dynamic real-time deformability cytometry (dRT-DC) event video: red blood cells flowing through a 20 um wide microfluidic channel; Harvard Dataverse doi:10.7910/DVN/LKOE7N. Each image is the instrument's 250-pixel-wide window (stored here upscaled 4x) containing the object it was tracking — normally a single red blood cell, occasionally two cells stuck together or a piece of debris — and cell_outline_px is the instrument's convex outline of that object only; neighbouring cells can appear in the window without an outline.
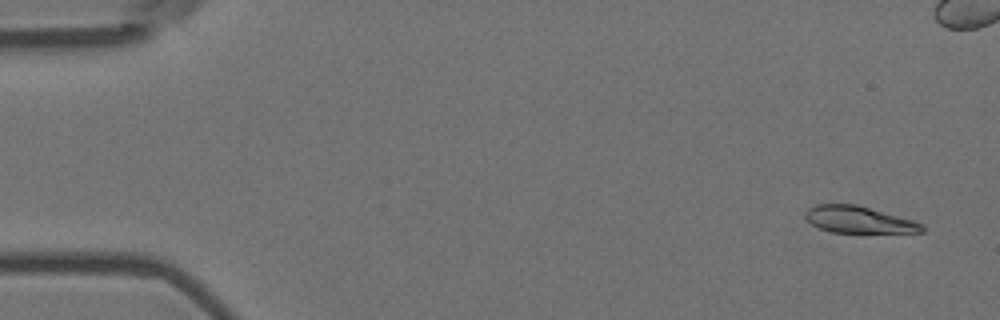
{"species": "Egyptian fruit bat (a non-hibernating species)", "species_latin": "Rousettus aegyptiacus", "temperature_condition": "room temperature", "stored_images_in_passage": 6, "camera_frame_rate_fps": 3000, "um_per_image_px": 0.085, "animal": {"sex": "female"}, "frame": {"image": 1, "passage_image": 6, "time_ms": 1.667, "image_size_px": [1000, 320], "cell_outline_px": [[924, 232], [832, 232], [820, 228], [812, 224], [804, 216], [804, 212], [808, 208], [816, 204], [856, 204], [912, 220], [920, 224], [924, 228]], "centroid_in_image_um": [72.93, 18.66], "position_along_channel_um": 12.1, "area_um2": 17.86}}